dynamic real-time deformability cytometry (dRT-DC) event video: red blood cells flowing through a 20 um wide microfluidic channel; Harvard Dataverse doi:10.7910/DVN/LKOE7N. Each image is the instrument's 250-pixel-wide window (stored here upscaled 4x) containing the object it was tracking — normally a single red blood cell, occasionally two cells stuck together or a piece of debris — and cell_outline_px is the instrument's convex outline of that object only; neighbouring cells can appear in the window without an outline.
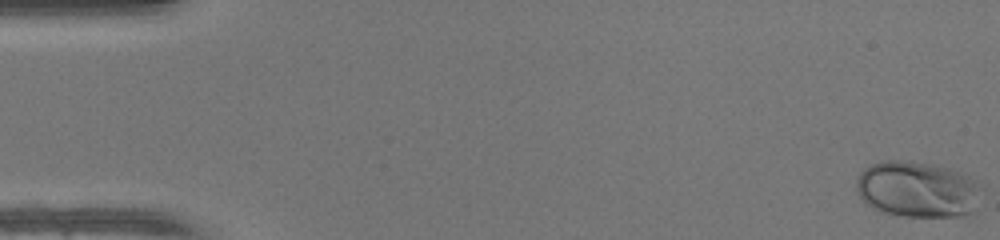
{"species": "human", "species_latin": "Homo sapiens", "temperature_condition": "warm", "stored_images_in_passage": 49, "camera_frame_rate_fps": 3000, "um_per_image_px": 0.085, "donor": {"sex": "female"}, "frame": {"image": 1, "passage_image": 1, "time_ms": 0.0, "image_size_px": [1000, 240], "cell_outline_px": [[984, 184], [972, 212], [956, 216], [904, 216], [880, 212], [868, 204], [860, 196], [856, 188], [856, 180], [860, 172], [864, 168], [872, 164], [884, 160], [908, 160], [932, 164], [948, 168], [968, 176]], "centroid_in_image_um": [77.98, 16.08], "position_along_channel_um": 7.0, "area_um2": 40.98}}
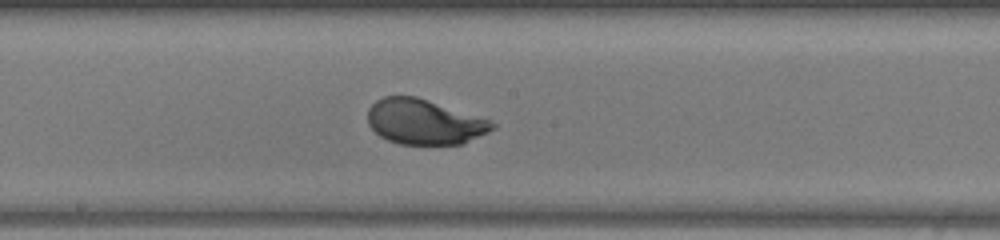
{"frame": {"image": 2, "passage_image": 27, "time_ms": 8.667, "image_size_px": [1000, 240], "cell_outline_px": [[496, 128], [488, 132], [460, 144], [400, 144], [388, 140], [380, 136], [368, 124], [368, 108], [376, 100], [384, 96], [416, 96], [488, 120], [496, 124]], "centroid_in_image_um": [36.02, 10.35], "position_along_channel_um": 212.2, "area_um2": 32.31}}
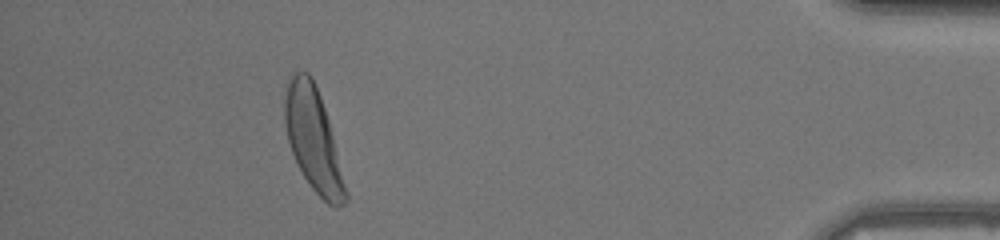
{"frame": {"image": 3, "passage_image": 45, "time_ms": 14.667, "image_size_px": [1000, 240], "cell_outline_px": [[348, 200], [344, 204], [336, 208], [328, 204], [312, 188], [304, 176], [292, 152], [288, 140], [284, 120], [284, 96], [288, 80], [296, 72], [308, 72], [312, 76], [320, 96], [328, 120], [348, 192]], "centroid_in_image_um": [26.63, 11.86], "position_along_channel_um": 408.6, "area_um2": 35.95}, "authors_computed_cell_mechanics": {"area_um2": 33.524, "velocity_mm_per_s": 4.2323, "shape_relaxation_time_tau1_ms": 2.5903, "shape_relaxation_time_tau2_ms": null, "deformation_change_tau1": 0.1609, "deformation_change_tau2": null}}